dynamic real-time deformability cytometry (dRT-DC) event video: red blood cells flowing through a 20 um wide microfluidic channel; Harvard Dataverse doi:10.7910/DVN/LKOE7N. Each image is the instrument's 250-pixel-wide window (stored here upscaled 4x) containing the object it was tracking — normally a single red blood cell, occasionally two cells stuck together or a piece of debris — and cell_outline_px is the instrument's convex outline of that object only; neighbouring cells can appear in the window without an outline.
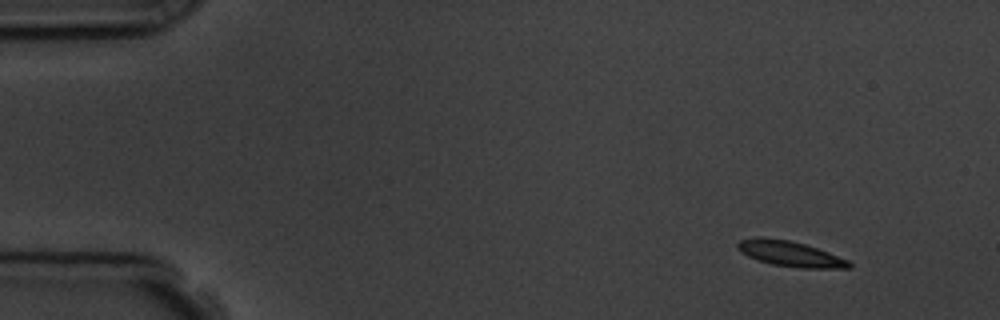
{"species": "common noctule bat (a hibernating species)", "species_latin": "Nyctalus noctula", "temperature_condition": "room temperature", "stored_images_in_passage": 5, "segment_of_instrument_passage": [1, 2], "camera_frame_rate_fps": 3000, "um_per_image_px": 0.085, "animal": {"sex": "male", "body_mass_g": 19.5, "forearm_length_mm": 54.6}, "frame": {"image": 1, "passage_image": 1, "time_ms": 0.0, "image_size_px": [1000, 320], "cell_outline_px": [[852, 268], [800, 268], [772, 264], [756, 260], [740, 252], [736, 248], [736, 244], [740, 240], [756, 236], [764, 236], [788, 240], [804, 244], [828, 252], [848, 260], [852, 264]], "centroid_in_image_um": [67.11, 21.56], "position_along_channel_um": 17.9, "area_um2": 16.65}}